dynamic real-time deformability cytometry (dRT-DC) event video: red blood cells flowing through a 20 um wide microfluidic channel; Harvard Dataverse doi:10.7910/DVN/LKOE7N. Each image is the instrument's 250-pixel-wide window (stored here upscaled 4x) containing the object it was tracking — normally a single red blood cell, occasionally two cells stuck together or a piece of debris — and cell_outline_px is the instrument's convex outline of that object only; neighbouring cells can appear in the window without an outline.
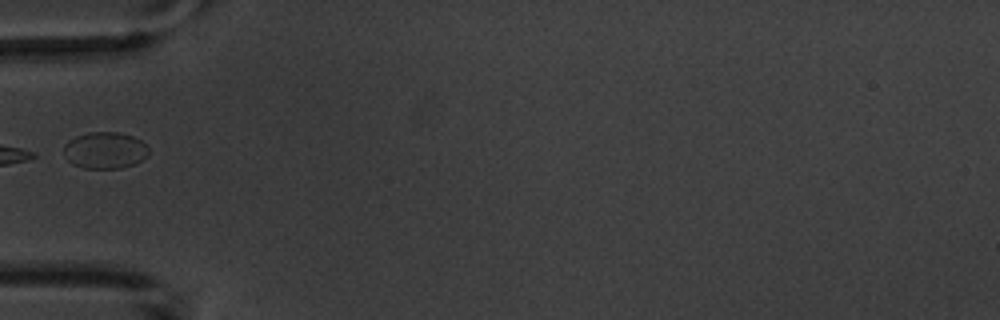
{"species": "common noctule bat (a hibernating species)", "species_latin": "Nyctalus noctula", "temperature_condition": "warm", "stored_images_in_passage": 6, "camera_frame_rate_fps": 3000, "um_per_image_px": 0.085, "animal": {"sex": "male", "body_mass_g": 20.1, "forearm_length_mm": 53.5}, "frame": {"image": 1, "passage_image": 5, "time_ms": 5.667, "image_size_px": [1000, 320], "cell_outline_px": [[148, 156], [136, 164], [120, 168], [84, 168], [72, 164], [64, 156], [64, 144], [68, 140], [76, 136], [88, 132], [120, 132], [132, 136], [140, 140], [148, 148]], "centroid_in_image_um": [8.91, 12.78], "position_along_channel_um": 76.1, "area_um2": 18.26}}
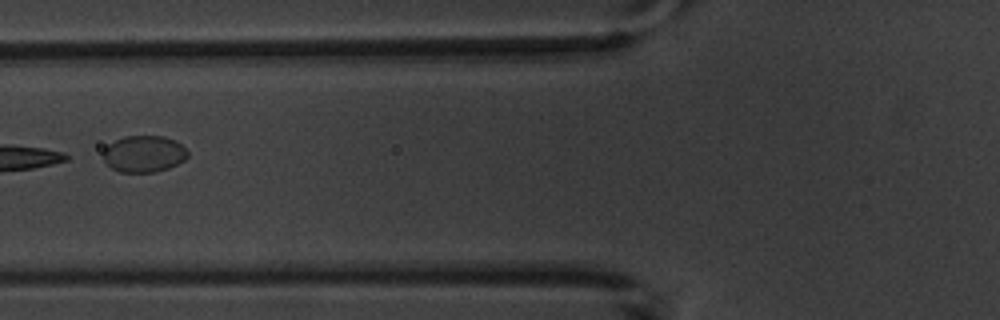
{"frame": {"image": 2, "passage_image": 6, "time_ms": 6.667, "image_size_px": [1000, 320], "cell_outline_px": [[188, 156], [184, 160], [168, 168], [156, 172], [120, 172], [112, 168], [104, 160], [104, 148], [108, 144], [124, 136], [164, 136], [176, 140], [188, 152]], "centroid_in_image_um": [12.24, 13.07], "position_along_channel_um": 113.6, "area_um2": 17.98}}